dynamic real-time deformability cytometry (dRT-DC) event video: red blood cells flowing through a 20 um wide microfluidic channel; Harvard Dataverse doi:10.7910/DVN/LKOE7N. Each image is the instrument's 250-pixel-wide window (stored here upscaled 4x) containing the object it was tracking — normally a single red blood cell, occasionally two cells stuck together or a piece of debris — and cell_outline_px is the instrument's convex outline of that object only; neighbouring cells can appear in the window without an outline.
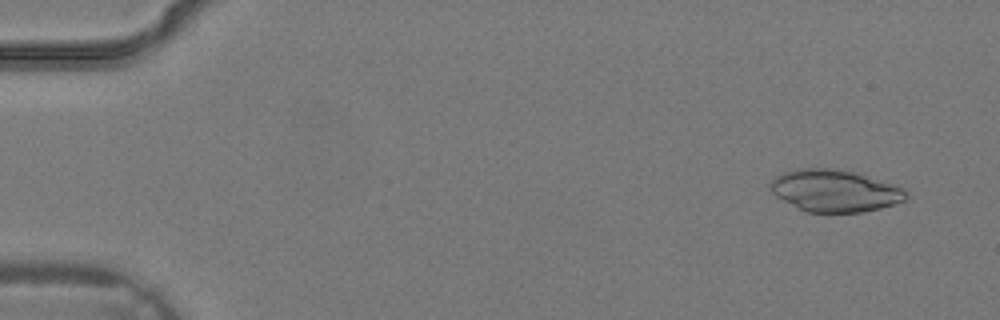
{"species": "common noctule bat (a hibernating species)", "species_latin": "Nyctalus noctula", "temperature_condition": "warm", "stored_images_in_passage": 25, "camera_frame_rate_fps": 3000, "um_per_image_px": 0.085, "animal": {"sex": "male", "body_mass_g": 19.2, "forearm_length_mm": 51.8}, "frame": {"image": 1, "passage_image": 3, "time_ms": 0.667, "image_size_px": [1000, 320], "cell_outline_px": [[908, 196], [904, 200], [896, 204], [880, 208], [860, 212], [804, 212], [776, 196], [772, 192], [768, 184], [776, 176], [784, 172], [800, 168], [836, 168], [868, 176], [896, 184], [908, 188]], "centroid_in_image_um": [70.99, 16.21], "position_along_channel_um": 14.0, "area_um2": 33.52}}